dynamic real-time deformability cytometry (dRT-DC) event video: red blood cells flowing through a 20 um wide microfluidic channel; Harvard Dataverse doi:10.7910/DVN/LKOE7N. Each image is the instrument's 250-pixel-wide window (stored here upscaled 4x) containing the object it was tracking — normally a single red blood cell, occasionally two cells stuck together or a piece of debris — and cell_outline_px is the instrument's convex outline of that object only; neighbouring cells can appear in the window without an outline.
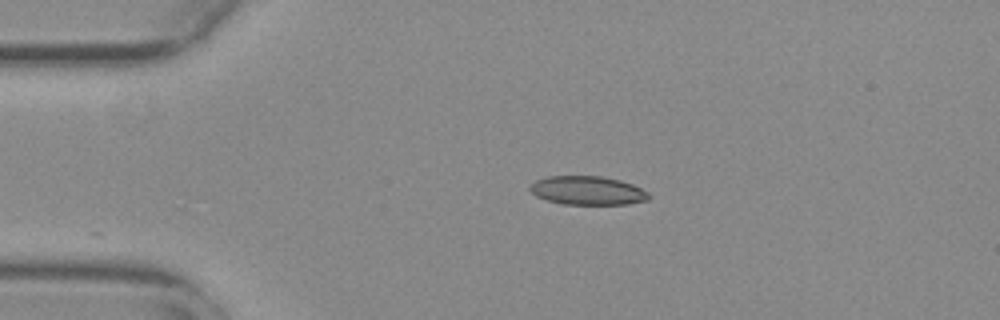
{"species": "common noctule bat (a hibernating species)", "species_latin": "Nyctalus noctula", "temperature_condition": "warm", "stored_images_in_passage": 22, "camera_frame_rate_fps": 3000, "um_per_image_px": 0.085, "animal": {"sex": "female", "body_mass_g": 29.2, "forearm_length_mm": 56.3}, "frame": {"image": 1, "passage_image": 1, "time_ms": 0.0, "image_size_px": [1000, 320], "cell_outline_px": [[648, 200], [628, 204], [560, 204], [536, 196], [528, 188], [536, 180], [548, 176], [600, 176], [620, 180], [632, 184], [648, 192]], "centroid_in_image_um": [49.93, 16.19], "position_along_channel_um": 35.1, "area_um2": 19.77}}
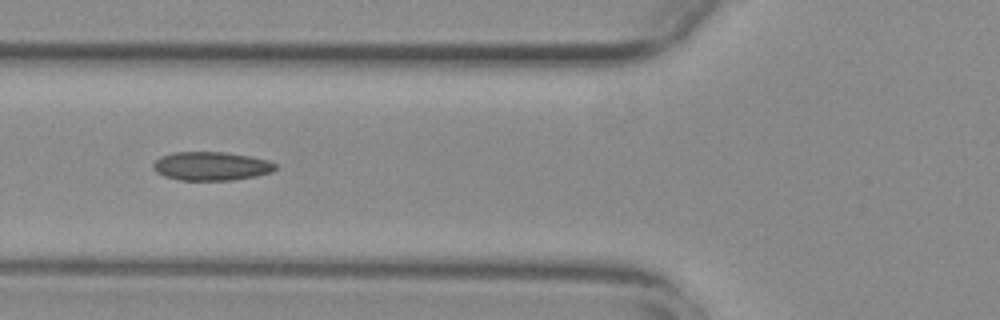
{"frame": {"image": 2, "passage_image": 10, "time_ms": 3.0, "image_size_px": [1000, 320], "cell_outline_px": [[276, 168], [272, 172], [256, 176], [232, 180], [180, 180], [164, 176], [156, 172], [152, 168], [152, 164], [160, 156], [176, 152], [228, 152], [252, 156], [268, 160], [276, 164]], "centroid_in_image_um": [17.96, 14.11], "position_along_channel_um": 107.8, "area_um2": 20.58}}
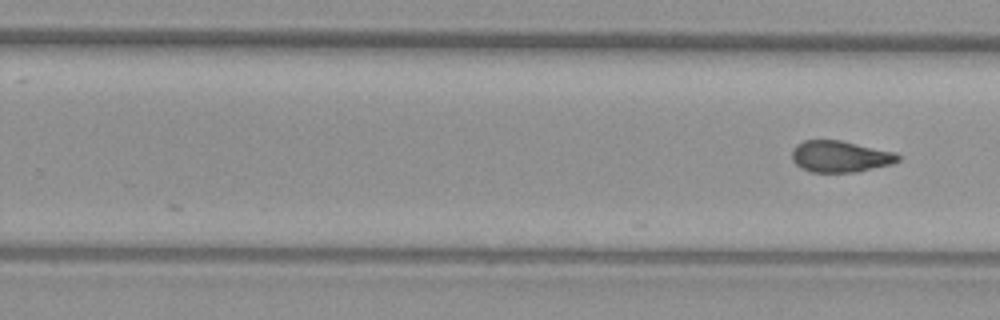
{"frame": {"image": 3, "passage_image": 22, "time_ms": 7.0, "image_size_px": [1000, 320], "cell_outline_px": [[900, 160], [892, 164], [856, 172], [812, 172], [800, 168], [792, 160], [792, 148], [796, 144], [804, 140], [840, 140], [896, 152], [900, 156]], "centroid_in_image_um": [71.41, 13.3], "position_along_channel_um": 258.4, "area_um2": 19.59}}